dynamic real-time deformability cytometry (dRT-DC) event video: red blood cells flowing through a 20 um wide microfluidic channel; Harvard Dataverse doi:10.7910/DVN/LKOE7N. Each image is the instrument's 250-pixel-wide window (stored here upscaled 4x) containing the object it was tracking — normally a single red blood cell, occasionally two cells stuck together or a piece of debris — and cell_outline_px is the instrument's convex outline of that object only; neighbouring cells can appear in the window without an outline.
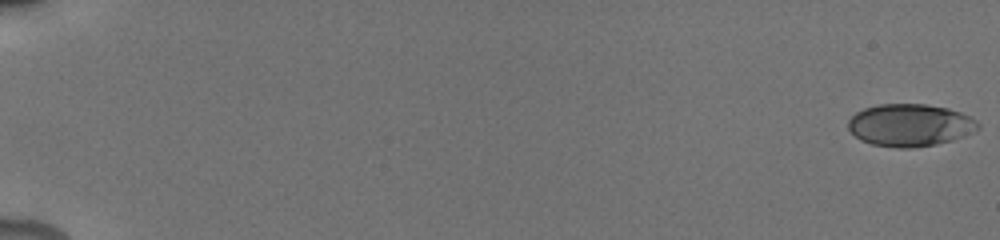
{"species": "human", "species_latin": "Homo sapiens", "temperature_condition": "cold", "stored_images_in_passage": 45, "camera_frame_rate_fps": 3000, "um_per_image_px": 0.085, "donor": {"sex": "male"}, "frame": {"image": 1, "passage_image": 1, "time_ms": 0.0, "image_size_px": [1000, 240], "cell_outline_px": [[980, 128], [964, 136], [952, 140], [936, 144], [912, 148], [896, 148], [872, 144], [860, 140], [848, 128], [848, 120], [856, 112], [864, 108], [880, 104], [924, 104], [948, 108], [960, 112], [976, 120], [980, 124]], "centroid_in_image_um": [77.35, 10.64], "position_along_channel_um": 7.7, "area_um2": 32.08}}
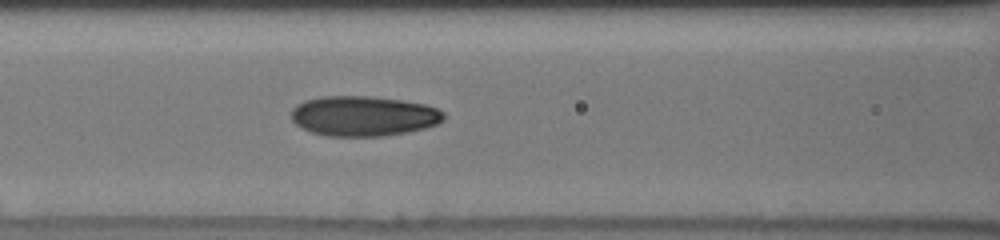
{"frame": {"image": 2, "passage_image": 21, "time_ms": 8.667, "image_size_px": [1000, 240], "cell_outline_px": [[444, 120], [436, 124], [424, 128], [408, 132], [384, 136], [328, 136], [312, 132], [296, 124], [292, 120], [292, 108], [296, 104], [304, 100], [320, 96], [372, 96], [400, 100], [424, 104], [436, 108], [444, 112]], "centroid_in_image_um": [30.89, 9.85], "position_along_channel_um": 135.7, "area_um2": 35.66}}
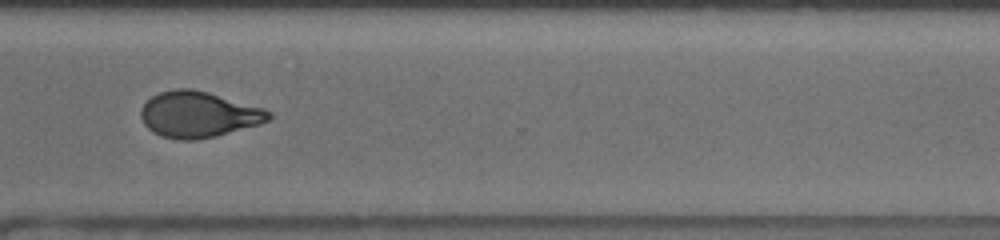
{"frame": {"image": 3, "passage_image": 36, "time_ms": 14.333, "image_size_px": [1000, 240], "cell_outline_px": [[272, 116], [268, 120], [260, 124], [216, 136], [192, 140], [180, 140], [160, 136], [152, 132], [144, 124], [140, 116], [140, 108], [152, 96], [160, 92], [176, 88], [192, 88], [208, 92], [264, 108], [272, 112]], "centroid_in_image_um": [16.86, 9.73], "position_along_channel_um": 353.7, "area_um2": 34.33}, "authors_computed_cell_mechanics": {"area_um2": 33.7552, "velocity_mm_per_s": 3.8533, "shape_relaxation_time_tau1_ms": 6.8413, "shape_relaxation_time_tau2_ms": 1.518, "deformation_change_tau1": 0.1898, "deformation_change_tau2": 0.0812}}